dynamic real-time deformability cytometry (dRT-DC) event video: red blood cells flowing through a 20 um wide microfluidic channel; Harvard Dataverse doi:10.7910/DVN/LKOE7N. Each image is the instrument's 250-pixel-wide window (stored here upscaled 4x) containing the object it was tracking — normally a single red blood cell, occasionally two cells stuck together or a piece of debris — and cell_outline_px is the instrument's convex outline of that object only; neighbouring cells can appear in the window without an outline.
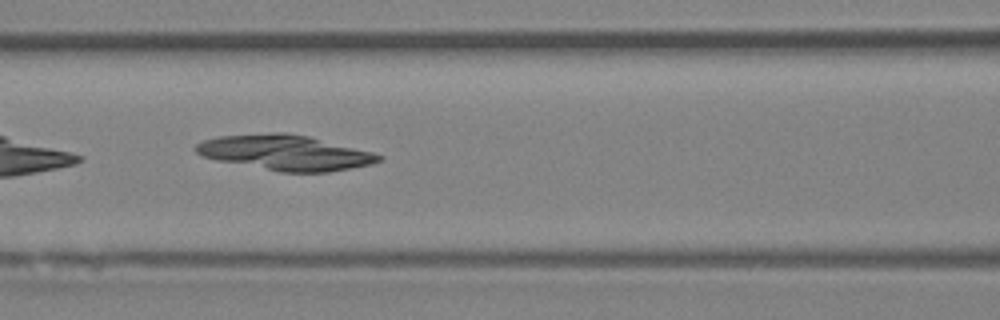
{"species": "Egyptian fruit bat (a non-hibernating species)", "species_latin": "Rousettus aegyptiacus", "temperature_condition": "room temperature", "stored_images_in_passage": 9, "camera_frame_rate_fps": 3000, "um_per_image_px": 0.085, "animal": {"sex": "female"}, "frame": {"image": 1, "passage_image": 6, "time_ms": 5.667, "image_size_px": [1000, 320], "cell_outline_px": [[384, 160], [372, 164], [328, 172], [280, 172], [216, 160], [204, 156], [196, 152], [192, 148], [196, 144], [204, 140], [216, 136], [276, 132], [284, 132], [308, 136], [372, 152], [384, 156]], "centroid_in_image_um": [24.23, 12.97], "position_along_channel_um": 142.4, "area_um2": 37.51}}
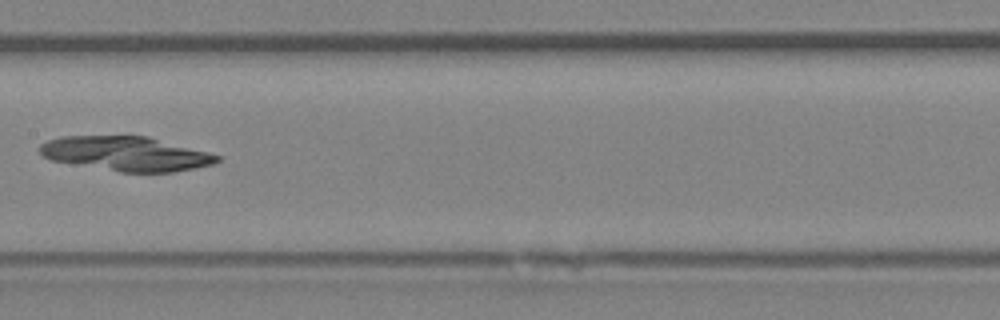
{"frame": {"image": 2, "passage_image": 7, "time_ms": 7.0, "image_size_px": [1000, 320], "cell_outline_px": [[220, 160], [216, 164], [172, 172], [120, 172], [52, 160], [44, 156], [40, 152], [40, 144], [48, 140], [60, 136], [148, 136], [208, 152], [220, 156]], "centroid_in_image_um": [10.74, 13.06], "position_along_channel_um": 196.7, "area_um2": 35.43}}